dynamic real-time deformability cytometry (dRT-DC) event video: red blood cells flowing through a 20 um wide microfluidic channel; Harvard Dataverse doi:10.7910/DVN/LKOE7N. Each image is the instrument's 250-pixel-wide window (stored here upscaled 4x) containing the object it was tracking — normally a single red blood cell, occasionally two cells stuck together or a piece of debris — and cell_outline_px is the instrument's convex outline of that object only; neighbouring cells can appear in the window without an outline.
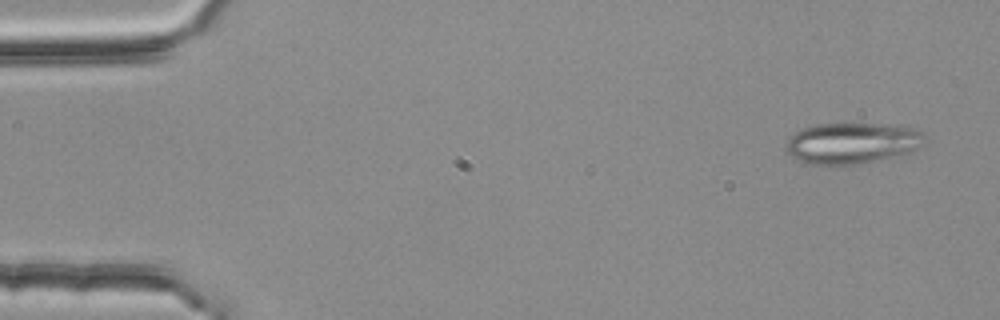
{"species": "common noctule bat (a hibernating species)", "species_latin": "Nyctalus noctula", "temperature_condition": "room temperature", "stored_images_in_passage": 4, "camera_frame_rate_fps": 3000, "um_per_image_px": 0.085, "animal": {"sex": "female", "body_mass_g": 25.1}, "frame": {"image": 1, "passage_image": 4, "time_ms": 1.0, "image_size_px": [1000, 320], "cell_outline_px": [[924, 136], [920, 144], [912, 152], [900, 156], [852, 164], [812, 164], [800, 160], [792, 156], [784, 148], [788, 136], [804, 128], [816, 124], [880, 124], [916, 128]], "centroid_in_image_um": [72.39, 12.16], "position_along_channel_um": 12.6, "area_um2": 32.77}}